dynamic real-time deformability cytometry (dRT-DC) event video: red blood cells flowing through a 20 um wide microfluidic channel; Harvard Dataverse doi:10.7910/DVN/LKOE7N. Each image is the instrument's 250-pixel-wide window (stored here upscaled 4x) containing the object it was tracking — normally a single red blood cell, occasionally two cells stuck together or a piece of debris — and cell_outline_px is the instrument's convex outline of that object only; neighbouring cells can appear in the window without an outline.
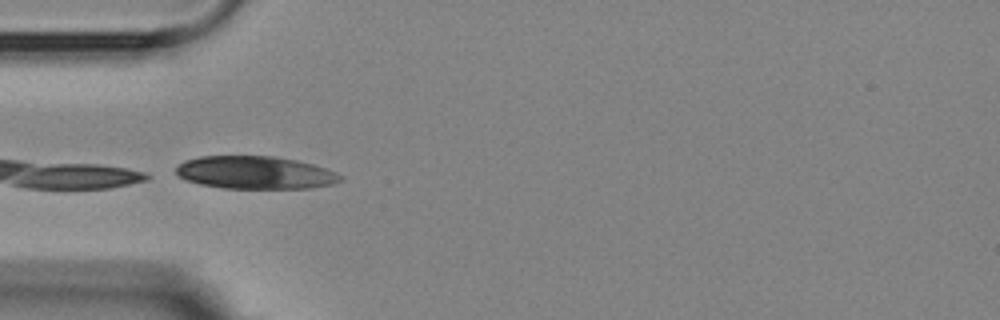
{"species": "Egyptian fruit bat (a non-hibernating species)", "species_latin": "Rousettus aegyptiacus", "temperature_condition": "room temperature", "stored_images_in_passage": 5, "camera_frame_rate_fps": 3000, "um_per_image_px": 0.085, "animal": {"sex": "female"}, "frame": {"image": 1, "passage_image": 4, "time_ms": 3.333, "image_size_px": [1000, 320], "cell_outline_px": [[344, 180], [332, 184], [308, 188], [224, 188], [200, 184], [176, 176], [176, 168], [184, 160], [200, 156], [272, 156], [296, 160], [312, 164], [336, 172], [344, 176]], "centroid_in_image_um": [21.7, 14.67], "position_along_channel_um": 63.3, "area_um2": 31.39}}
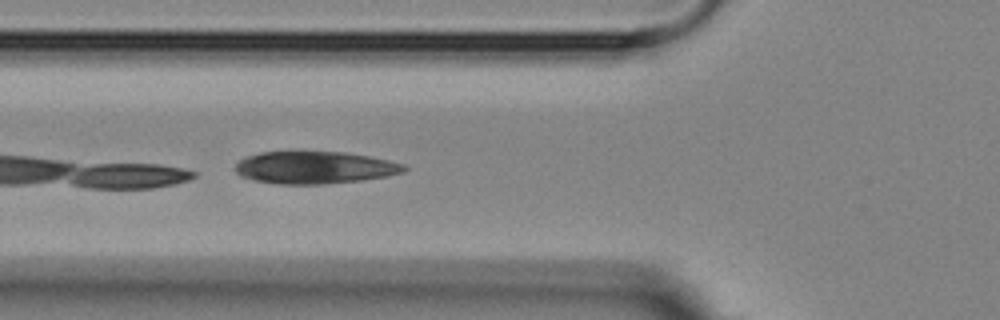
{"frame": {"image": 2, "passage_image": 5, "time_ms": 4.333, "image_size_px": [1000, 320], "cell_outline_px": [[408, 168], [404, 172], [388, 176], [360, 180], [324, 184], [280, 184], [252, 180], [240, 176], [236, 172], [236, 164], [244, 156], [260, 152], [344, 152], [368, 156], [388, 160], [404, 164]], "centroid_in_image_um": [26.73, 14.24], "position_along_channel_um": 99.1, "area_um2": 31.79}}